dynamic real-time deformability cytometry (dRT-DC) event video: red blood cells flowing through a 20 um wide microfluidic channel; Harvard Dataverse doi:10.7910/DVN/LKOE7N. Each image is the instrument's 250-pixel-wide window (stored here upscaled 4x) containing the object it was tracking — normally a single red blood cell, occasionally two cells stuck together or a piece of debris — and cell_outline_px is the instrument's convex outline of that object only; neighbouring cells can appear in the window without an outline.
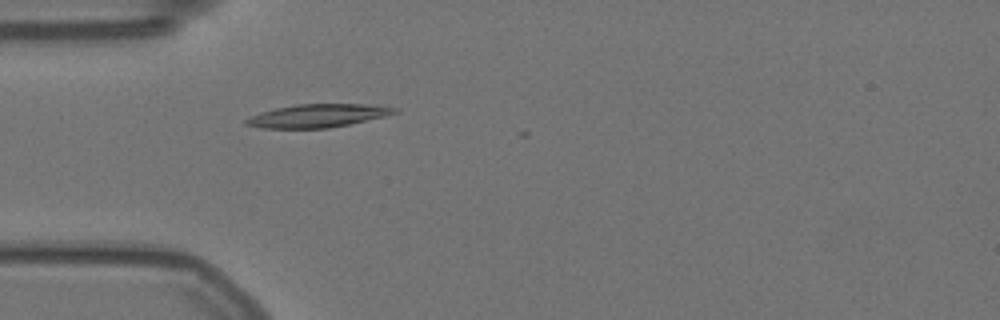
{"species": "Egyptian fruit bat (a non-hibernating species)", "species_latin": "Rousettus aegyptiacus", "temperature_condition": "warm", "stored_images_in_passage": 19, "camera_frame_rate_fps": 3000, "um_per_image_px": 0.085, "animal": {"sex": "female"}, "frame": {"image": 1, "passage_image": 16, "time_ms": 5.0, "image_size_px": [1000, 320], "cell_outline_px": [[400, 112], [384, 116], [348, 124], [328, 128], [264, 128], [244, 124], [244, 120], [248, 116], [260, 112], [276, 108], [296, 104], [380, 104], [400, 108]], "centroid_in_image_um": [27.04, 9.82], "position_along_channel_um": 58.0, "area_um2": 20.23}}